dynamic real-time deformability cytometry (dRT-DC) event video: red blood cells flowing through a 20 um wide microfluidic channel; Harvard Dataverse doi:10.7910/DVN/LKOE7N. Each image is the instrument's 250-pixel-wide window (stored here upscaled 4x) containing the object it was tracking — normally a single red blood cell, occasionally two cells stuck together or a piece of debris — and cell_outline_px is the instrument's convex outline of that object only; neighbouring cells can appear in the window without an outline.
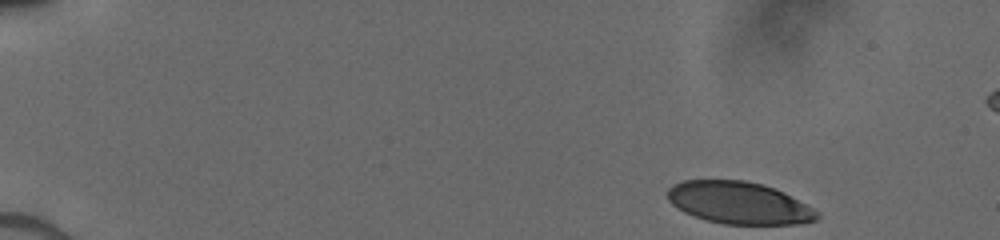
{"species": "human", "species_latin": "Homo sapiens", "temperature_condition": "cold", "stored_images_in_passage": 22, "camera_frame_rate_fps": 3000, "um_per_image_px": 0.085, "donor": {"sex": "male"}, "frame": {"image": 1, "passage_image": 1, "time_ms": 0.0, "image_size_px": [1000, 240], "cell_outline_px": [[820, 216], [816, 220], [796, 224], [724, 224], [692, 216], [684, 212], [672, 204], [668, 200], [668, 188], [672, 184], [680, 180], [744, 180], [764, 184], [784, 192], [820, 212]], "centroid_in_image_um": [62.8, 17.23], "position_along_channel_um": 22.2, "area_um2": 36.88}}
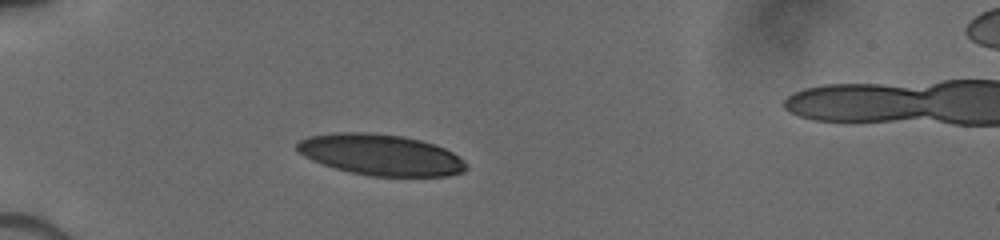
{"frame": {"image": 2, "passage_image": 17, "time_ms": 3.333, "image_size_px": [1000, 240], "cell_outline_px": [[468, 168], [464, 172], [448, 176], [372, 176], [352, 172], [336, 168], [312, 160], [296, 152], [296, 144], [300, 140], [308, 136], [332, 132], [368, 132], [404, 136], [436, 144], [452, 152], [464, 160], [468, 164]], "centroid_in_image_um": [32.37, 13.15], "position_along_channel_um": 52.6, "area_um2": 40.75}}